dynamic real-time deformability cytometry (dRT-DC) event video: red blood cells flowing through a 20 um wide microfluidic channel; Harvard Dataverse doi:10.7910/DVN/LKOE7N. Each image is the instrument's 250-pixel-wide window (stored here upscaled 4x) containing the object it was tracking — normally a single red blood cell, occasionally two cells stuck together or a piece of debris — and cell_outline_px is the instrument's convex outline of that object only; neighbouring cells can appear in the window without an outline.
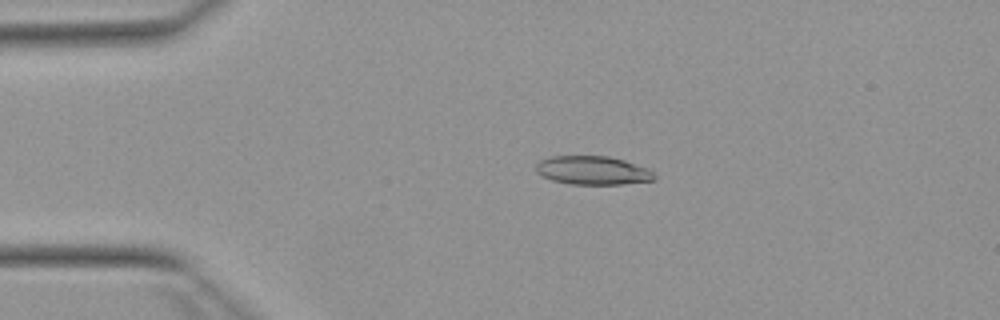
{"species": "Egyptian fruit bat (a non-hibernating species)", "species_latin": "Rousettus aegyptiacus", "temperature_condition": "warm", "stored_images_in_passage": 52, "camera_frame_rate_fps": 3000, "um_per_image_px": 0.085, "animal": {"sex": "female"}, "frame": {"image": 1, "passage_image": 11, "time_ms": 3.333, "image_size_px": [1000, 320], "cell_outline_px": [[656, 180], [620, 184], [572, 184], [552, 180], [536, 172], [536, 164], [540, 160], [552, 156], [608, 156], [624, 160], [648, 168], [656, 176]], "centroid_in_image_um": [50.39, 14.48], "position_along_channel_um": 34.6, "area_um2": 19.65}}
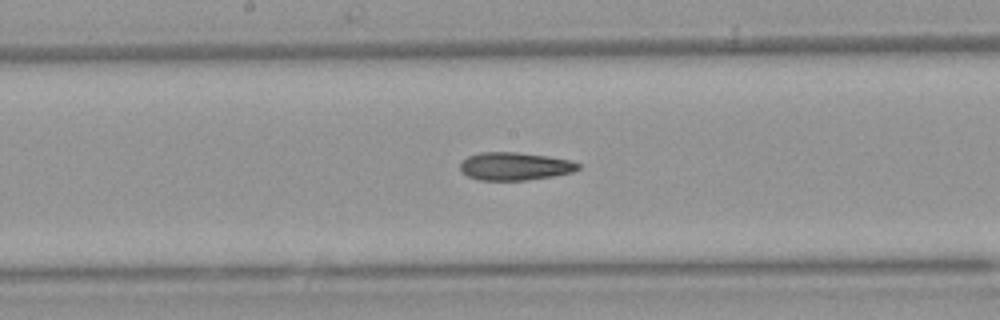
{"frame": {"image": 2, "passage_image": 27, "time_ms": 8.667, "image_size_px": [1000, 320], "cell_outline_px": [[580, 168], [572, 172], [552, 176], [524, 180], [476, 180], [460, 172], [460, 164], [468, 156], [480, 152], [516, 152], [548, 156], [572, 160], [580, 164]], "centroid_in_image_um": [43.75, 14.13], "position_along_channel_um": 204.5, "area_um2": 19.25}}
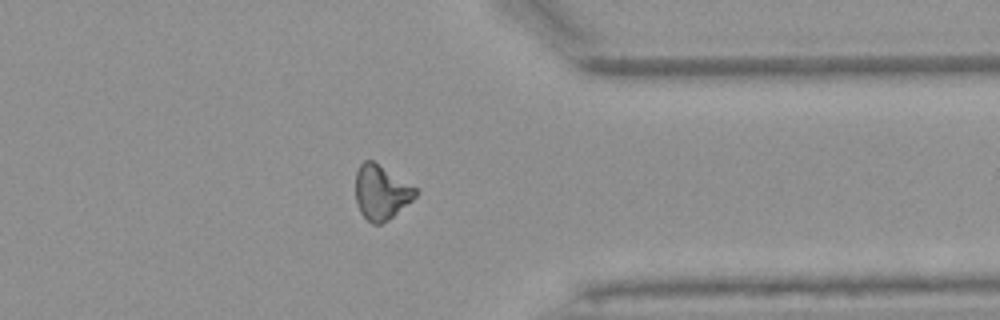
{"frame": {"image": 3, "passage_image": 41, "time_ms": 13.333, "image_size_px": [1000, 320], "cell_outline_px": [[420, 192], [412, 200], [388, 220], [380, 224], [372, 224], [360, 212], [356, 200], [356, 172], [360, 164], [364, 160], [372, 160], [416, 188]], "centroid_in_image_um": [32.39, 16.35], "position_along_channel_um": 379.0, "area_um2": 18.79}, "authors_computed_cell_mechanics": {"area_um2": 19.5075, "velocity_mm_per_s": 3.9295, "shape_relaxation_time_tau1_ms": 11.3869, "shape_relaxation_time_tau2_ms": 9.6046, "deformation_change_tau1": 0.2513, "deformation_change_tau2": 0.2382}}